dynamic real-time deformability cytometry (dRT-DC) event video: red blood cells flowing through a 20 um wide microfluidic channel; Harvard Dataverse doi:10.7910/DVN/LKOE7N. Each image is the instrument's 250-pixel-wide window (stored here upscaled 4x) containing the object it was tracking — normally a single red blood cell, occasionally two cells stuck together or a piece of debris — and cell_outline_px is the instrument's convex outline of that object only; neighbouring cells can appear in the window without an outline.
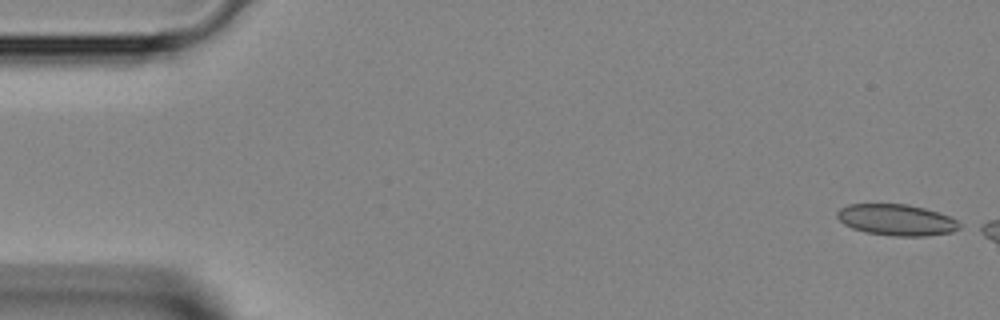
{"species": "Egyptian fruit bat (a non-hibernating species)", "species_latin": "Rousettus aegyptiacus", "temperature_condition": "room temperature", "stored_images_in_passage": 6, "camera_frame_rate_fps": 3000, "um_per_image_px": 0.085, "animal": {"sex": "female"}, "frame": {"image": 1, "passage_image": 1, "time_ms": 0.0, "image_size_px": [1000, 320], "cell_outline_px": [[960, 228], [952, 232], [928, 236], [892, 236], [868, 232], [852, 228], [844, 224], [836, 216], [836, 212], [840, 208], [848, 204], [908, 204], [924, 208], [948, 216], [956, 220], [960, 224]], "centroid_in_image_um": [76.19, 18.69], "position_along_channel_um": 8.8, "area_um2": 22.2}}